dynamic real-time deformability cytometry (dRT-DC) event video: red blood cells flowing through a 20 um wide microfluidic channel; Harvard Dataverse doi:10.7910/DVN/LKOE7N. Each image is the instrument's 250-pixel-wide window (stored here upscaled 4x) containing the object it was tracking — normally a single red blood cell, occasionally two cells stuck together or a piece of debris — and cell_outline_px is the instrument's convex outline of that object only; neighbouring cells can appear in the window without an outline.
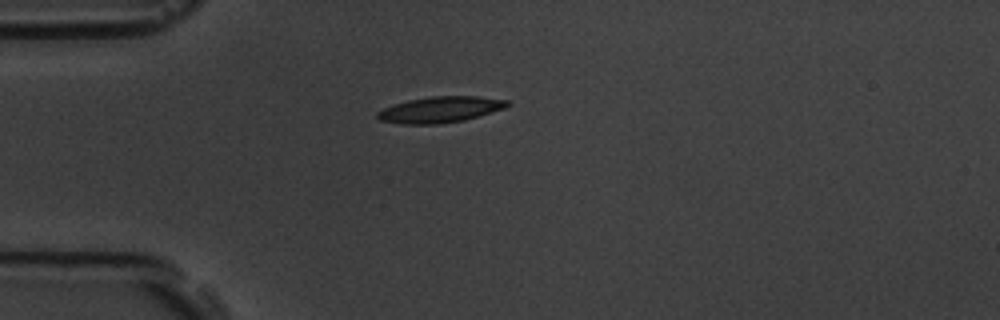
{"species": "common noctule bat (a hibernating species)", "species_latin": "Nyctalus noctula", "temperature_condition": "room temperature", "stored_images_in_passage": 16, "camera_frame_rate_fps": 3000, "um_per_image_px": 0.085, "animal": {"sex": "male", "body_mass_g": 19.5, "forearm_length_mm": 54.6}, "frame": {"image": 1, "passage_image": 5, "time_ms": 5.667, "image_size_px": [1000, 320], "cell_outline_px": [[512, 104], [504, 108], [464, 120], [436, 124], [404, 124], [380, 120], [376, 116], [376, 112], [384, 108], [408, 100], [432, 96], [476, 96], [508, 100]], "centroid_in_image_um": [37.42, 9.31], "position_along_channel_um": 47.6, "area_um2": 19.48}}
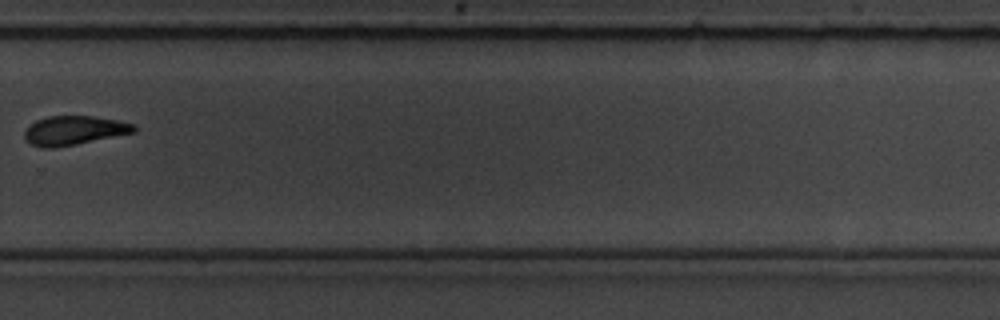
{"frame": {"image": 2, "passage_image": 12, "time_ms": 13.667, "image_size_px": [1000, 320], "cell_outline_px": [[136, 132], [76, 144], [52, 148], [44, 148], [32, 144], [24, 136], [24, 132], [36, 120], [48, 116], [92, 116], [116, 120], [132, 124], [136, 128]], "centroid_in_image_um": [6.3, 11.08], "position_along_channel_um": 323.5, "area_um2": 18.21}}
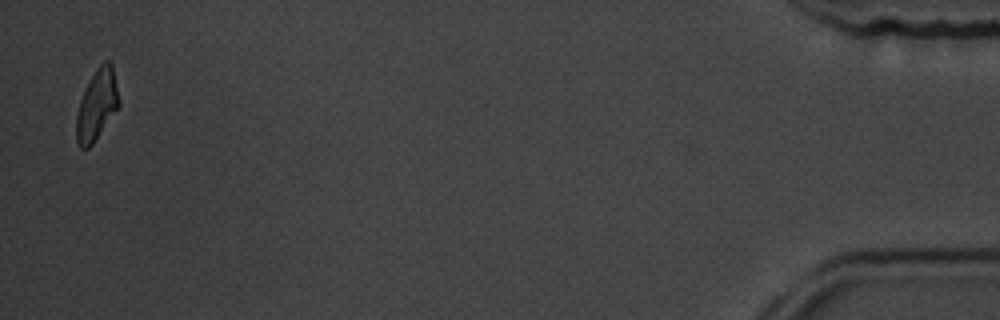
{"frame": {"image": 3, "passage_image": 16, "time_ms": 19.0, "image_size_px": [1000, 320], "cell_outline_px": [[120, 104], [92, 144], [88, 148], [80, 148], [76, 140], [76, 116], [80, 100], [84, 88], [88, 80], [96, 68], [104, 60], [108, 60], [112, 64], [120, 100]], "centroid_in_image_um": [8.22, 8.88], "position_along_channel_um": 427.0, "area_um2": 17.51}}